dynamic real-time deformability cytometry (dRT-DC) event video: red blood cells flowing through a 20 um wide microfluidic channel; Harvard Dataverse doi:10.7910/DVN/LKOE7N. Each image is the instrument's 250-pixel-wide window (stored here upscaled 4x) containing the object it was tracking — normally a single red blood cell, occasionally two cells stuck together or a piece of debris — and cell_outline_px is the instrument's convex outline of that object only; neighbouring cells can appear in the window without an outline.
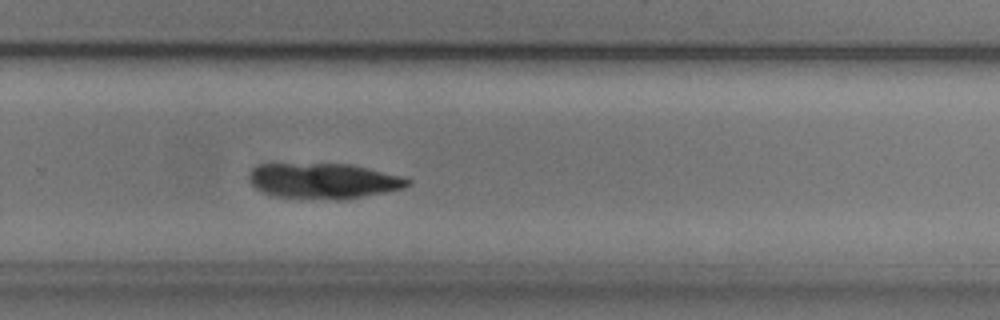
{"species": "common noctule bat (a hibernating species)", "species_latin": "Nyctalus noctula", "temperature_condition": "cold", "stored_images_in_passage": 40, "camera_frame_rate_fps": 3000, "um_per_image_px": 0.085, "animal": {"sex": "male", "body_mass_g": 20.5, "forearm_length_mm": 52.5}, "frame": {"image": 1, "passage_image": 22, "time_ms": 7.0, "image_size_px": [1000, 320], "cell_outline_px": [[412, 184], [404, 188], [348, 200], [336, 200], [276, 196], [260, 192], [248, 180], [248, 172], [256, 164], [348, 164], [368, 168], [400, 176], [412, 180]], "centroid_in_image_um": [27.49, 15.38], "position_along_channel_um": 302.3, "area_um2": 33.06}}
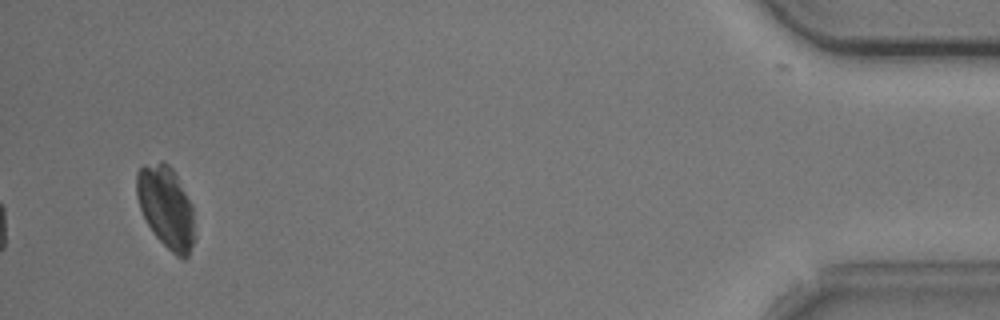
{"frame": {"image": 2, "passage_image": 38, "time_ms": 12.333, "image_size_px": [1000, 320], "cell_outline_px": [[196, 240], [188, 256], [184, 260], [176, 256], [152, 232], [140, 208], [136, 196], [136, 172], [144, 164], [164, 160], [172, 168], [192, 204], [196, 236]], "centroid_in_image_um": [14.14, 17.62], "position_along_channel_um": 421.1, "area_um2": 28.09}}